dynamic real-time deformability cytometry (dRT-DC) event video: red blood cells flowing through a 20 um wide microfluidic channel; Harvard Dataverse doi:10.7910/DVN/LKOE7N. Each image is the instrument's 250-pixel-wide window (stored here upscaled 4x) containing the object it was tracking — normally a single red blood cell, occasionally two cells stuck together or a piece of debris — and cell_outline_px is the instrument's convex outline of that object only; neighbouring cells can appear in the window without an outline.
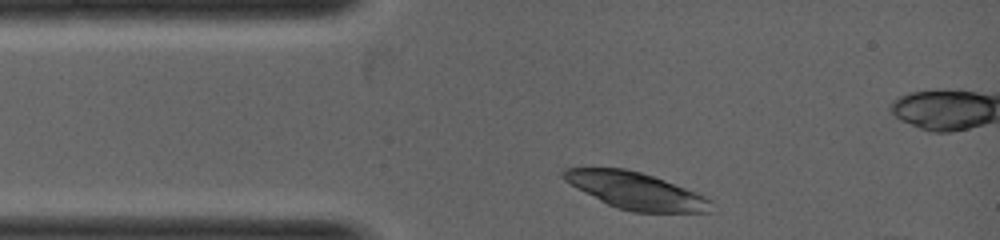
{"species": "common noctule bat (a hibernating species)", "species_latin": "Nyctalus noctula", "temperature_condition": "warm", "stored_images_in_passage": 4, "camera_frame_rate_fps": 5000, "um_per_image_px": 0.085, "animal": {"sex": "female", "body_mass_g": 19.0, "forearm_length_mm": 53.3}, "frame": {"image": 1, "passage_image": 1, "time_ms": 0.0, "image_size_px": [1000, 240], "cell_outline_px": [[712, 212], [632, 212], [616, 208], [576, 188], [564, 180], [560, 176], [560, 172], [564, 168], [624, 168], [640, 172], [664, 180], [696, 192], [712, 200]], "centroid_in_image_um": [54.02, 16.21], "position_along_channel_um": 31.0, "area_um2": 31.56}}